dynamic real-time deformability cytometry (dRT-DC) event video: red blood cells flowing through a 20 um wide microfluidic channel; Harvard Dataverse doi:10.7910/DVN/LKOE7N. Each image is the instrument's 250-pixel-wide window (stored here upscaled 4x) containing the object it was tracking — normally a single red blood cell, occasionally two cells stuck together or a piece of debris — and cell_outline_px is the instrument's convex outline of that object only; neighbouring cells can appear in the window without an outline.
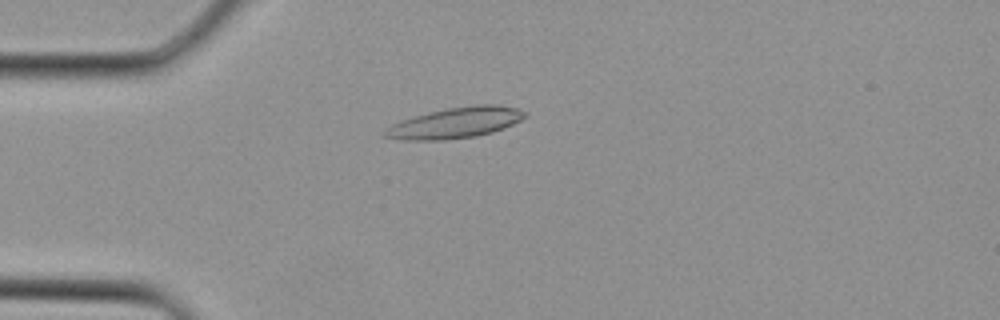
{"species": "Egyptian fruit bat (a non-hibernating species)", "species_latin": "Rousettus aegyptiacus", "temperature_condition": "cold", "stored_images_in_passage": 3, "camera_frame_rate_fps": 3000, "um_per_image_px": 0.085, "animal": {"sex": "female"}, "frame": {"image": 1, "passage_image": 3, "time_ms": 0.667, "image_size_px": [1000, 320], "cell_outline_px": [[528, 116], [504, 128], [492, 132], [476, 136], [444, 140], [404, 140], [380, 136], [392, 124], [400, 120], [428, 112], [448, 108], [476, 104], [496, 104], [516, 108], [528, 112]], "centroid_in_image_um": [38.72, 10.43], "position_along_channel_um": 46.3, "area_um2": 25.2}}